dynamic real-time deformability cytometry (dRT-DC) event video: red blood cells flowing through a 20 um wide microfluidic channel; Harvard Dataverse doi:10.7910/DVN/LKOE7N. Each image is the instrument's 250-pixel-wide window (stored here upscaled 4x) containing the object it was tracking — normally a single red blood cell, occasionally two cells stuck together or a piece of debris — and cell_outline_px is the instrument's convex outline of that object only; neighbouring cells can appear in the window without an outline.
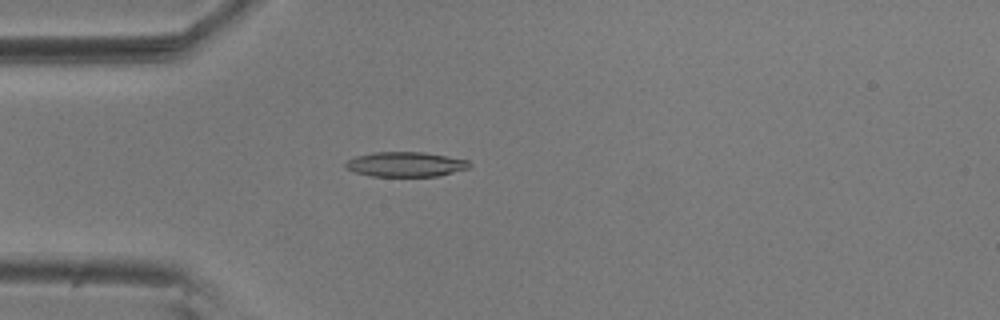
{"species": "common noctule bat (a hibernating species)", "species_latin": "Nyctalus noctula", "temperature_condition": "room temperature", "stored_images_in_passage": 55, "camera_frame_rate_fps": 3000, "um_per_image_px": 0.085, "animal": {"sex": "male", "body_mass_g": 20.5, "forearm_length_mm": 52.5}, "frame": {"image": 1, "passage_image": 15, "time_ms": 4.667, "image_size_px": [1000, 320], "cell_outline_px": [[472, 164], [468, 168], [440, 176], [372, 176], [356, 172], [348, 168], [344, 164], [348, 160], [356, 156], [372, 152], [424, 152], [468, 160]], "centroid_in_image_um": [34.5, 13.96], "position_along_channel_um": 50.5, "area_um2": 17.8}}
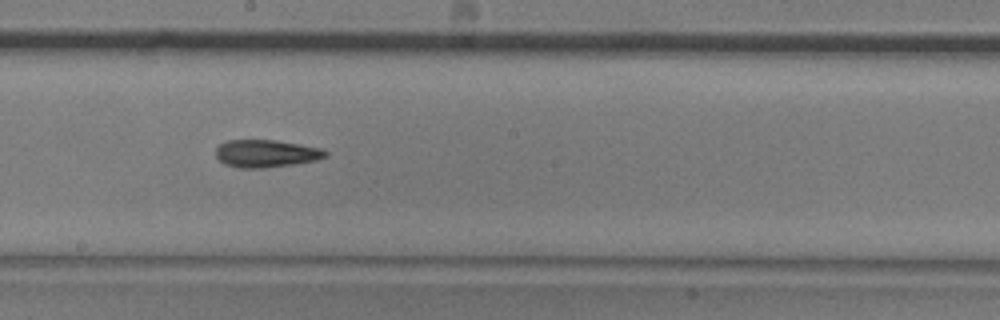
{"frame": {"image": 2, "passage_image": 30, "time_ms": 9.667, "image_size_px": [1000, 320], "cell_outline_px": [[328, 156], [316, 160], [292, 164], [264, 168], [240, 168], [224, 164], [216, 156], [216, 148], [220, 144], [228, 140], [276, 140], [324, 148], [328, 152]], "centroid_in_image_um": [22.64, 13.04], "position_along_channel_um": 225.6, "area_um2": 17.69}}
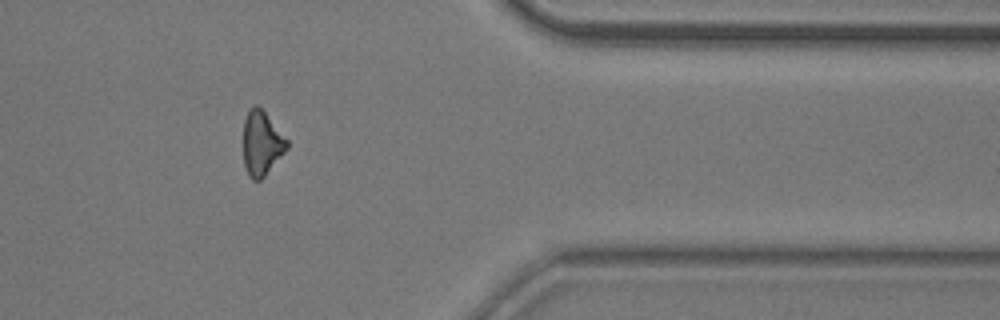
{"frame": {"image": 3, "passage_image": 45, "time_ms": 14.667, "image_size_px": [1000, 320], "cell_outline_px": [[288, 148], [264, 176], [260, 180], [252, 180], [248, 176], [244, 164], [244, 120], [248, 108], [256, 104], [264, 112], [288, 140]], "centroid_in_image_um": [22.23, 12.18], "position_along_channel_um": 389.2, "area_um2": 16.18}, "authors_computed_cell_mechanics": {"area_um2": 17.3978, "velocity_mm_per_s": 3.6701, "shape_relaxation_time_tau1_ms": 6.4045, "shape_relaxation_time_tau2_ms": 6.9891, "deformation_change_tau1": 0.1585, "deformation_change_tau2": 0.1748}}